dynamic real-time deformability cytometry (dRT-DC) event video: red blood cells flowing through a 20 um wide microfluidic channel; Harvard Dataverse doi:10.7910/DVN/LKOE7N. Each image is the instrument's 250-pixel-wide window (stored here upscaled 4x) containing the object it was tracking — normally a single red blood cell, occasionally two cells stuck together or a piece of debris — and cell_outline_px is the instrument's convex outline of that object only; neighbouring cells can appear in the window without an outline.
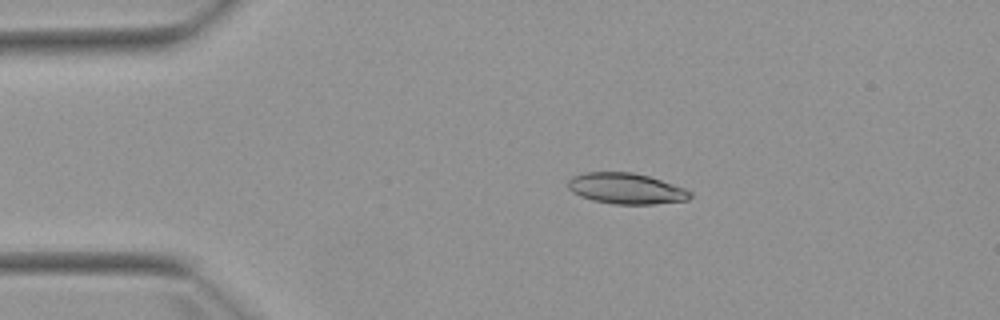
{"species": "Egyptian fruit bat (a non-hibernating species)", "species_latin": "Rousettus aegyptiacus", "temperature_condition": "warm", "stored_images_in_passage": 4, "camera_frame_rate_fps": 3000, "um_per_image_px": 0.085, "animal": {"sex": "female"}, "frame": {"image": 1, "passage_image": 2, "time_ms": 1.333, "image_size_px": [1000, 320], "cell_outline_px": [[692, 196], [688, 200], [652, 204], [612, 204], [592, 200], [580, 196], [572, 192], [568, 188], [568, 180], [572, 176], [584, 172], [632, 172], [648, 176], [684, 188], [692, 192]], "centroid_in_image_um": [53.19, 16.03], "position_along_channel_um": 31.8, "area_um2": 21.96}}
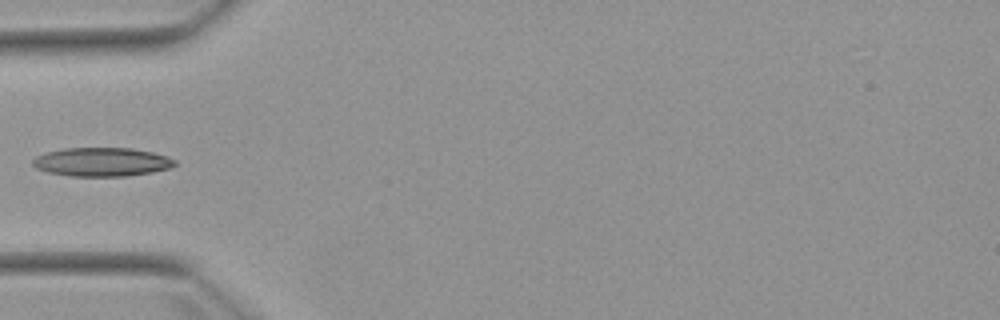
{"frame": {"image": 2, "passage_image": 4, "time_ms": 3.667, "image_size_px": [1000, 320], "cell_outline_px": [[176, 164], [172, 168], [152, 172], [124, 176], [72, 176], [48, 172], [36, 168], [32, 164], [32, 160], [36, 156], [44, 152], [64, 148], [132, 148], [152, 152], [168, 156], [176, 160]], "centroid_in_image_um": [8.66, 13.76], "position_along_channel_um": 76.3, "area_um2": 23.93}}